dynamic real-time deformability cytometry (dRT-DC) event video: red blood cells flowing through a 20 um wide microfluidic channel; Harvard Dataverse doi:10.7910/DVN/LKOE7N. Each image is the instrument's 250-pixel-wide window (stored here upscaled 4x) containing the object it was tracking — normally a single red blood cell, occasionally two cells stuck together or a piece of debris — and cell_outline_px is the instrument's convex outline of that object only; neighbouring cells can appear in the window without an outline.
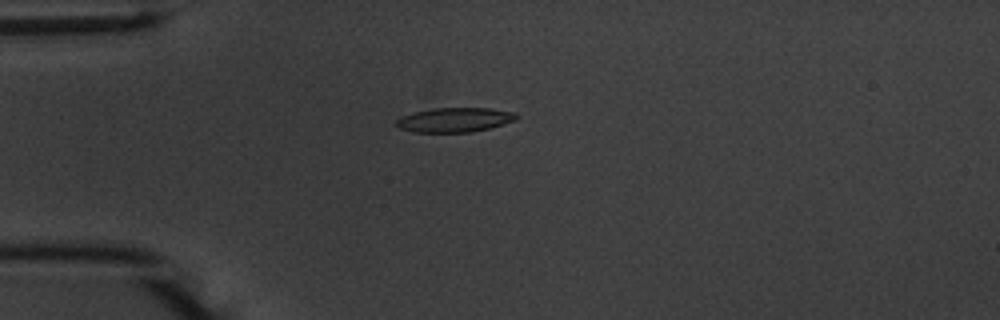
{"species": "common noctule bat (a hibernating species)", "species_latin": "Nyctalus noctula", "temperature_condition": "warm", "stored_images_in_passage": 42, "camera_frame_rate_fps": 3000, "um_per_image_px": 0.085, "animal": {"sex": "male", "body_mass_g": 20.1, "forearm_length_mm": 53.5}, "frame": {"image": 1, "passage_image": 2, "time_ms": 0.333, "image_size_px": [1000, 320], "cell_outline_px": [[520, 116], [516, 120], [488, 128], [472, 132], [416, 132], [400, 128], [396, 124], [396, 120], [400, 116], [432, 108], [488, 108], [516, 112]], "centroid_in_image_um": [38.67, 10.18], "position_along_channel_um": 46.3, "area_um2": 17.05}}
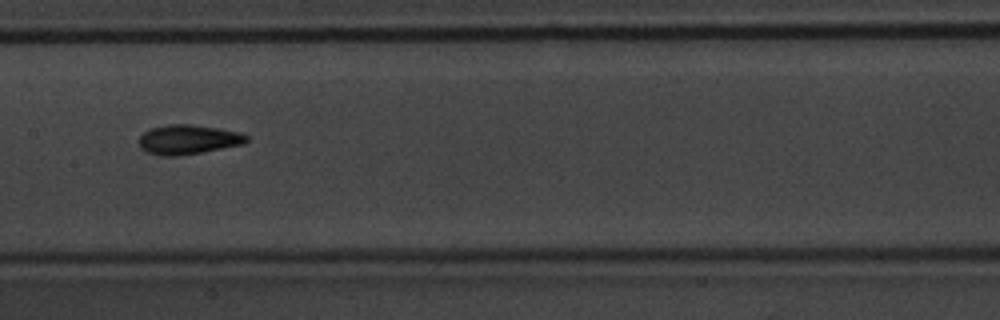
{"frame": {"image": 2, "passage_image": 15, "time_ms": 4.667, "image_size_px": [1000, 320], "cell_outline_px": [[248, 140], [244, 144], [200, 152], [176, 156], [164, 156], [148, 152], [140, 148], [140, 136], [144, 132], [152, 128], [168, 124], [192, 124], [220, 128], [240, 132], [248, 136]], "centroid_in_image_um": [16.02, 11.85], "position_along_channel_um": 191.4, "area_um2": 18.38}}
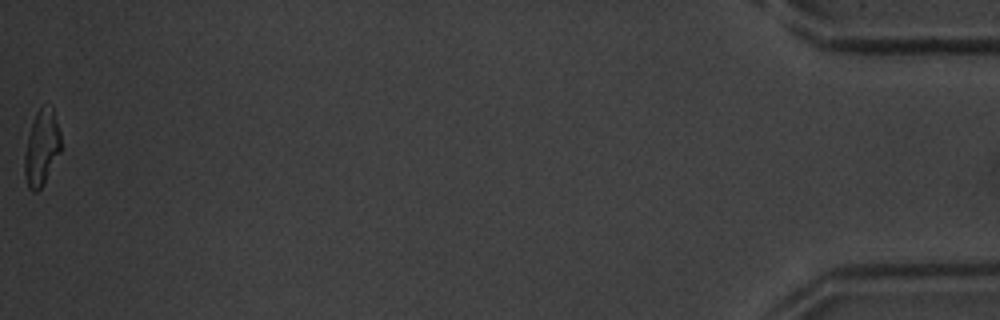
{"frame": {"image": 3, "passage_image": 42, "time_ms": 13.667, "image_size_px": [1000, 320], "cell_outline_px": [[60, 152], [40, 188], [36, 192], [32, 192], [28, 188], [24, 176], [24, 156], [28, 136], [36, 112], [40, 108], [52, 104], [60, 132]], "centroid_in_image_um": [3.52, 12.55], "position_along_channel_um": 431.7, "area_um2": 15.78}, "authors_computed_cell_mechanics": {"area_um2": 17.1955, "velocity_mm_per_s": 3.7342, "shape_relaxation_time_tau1_ms": 5.0208, "shape_relaxation_time_tau2_ms": 2.9777, "deformation_change_tau1": 0.1948, "deformation_change_tau2": 0.0983}}